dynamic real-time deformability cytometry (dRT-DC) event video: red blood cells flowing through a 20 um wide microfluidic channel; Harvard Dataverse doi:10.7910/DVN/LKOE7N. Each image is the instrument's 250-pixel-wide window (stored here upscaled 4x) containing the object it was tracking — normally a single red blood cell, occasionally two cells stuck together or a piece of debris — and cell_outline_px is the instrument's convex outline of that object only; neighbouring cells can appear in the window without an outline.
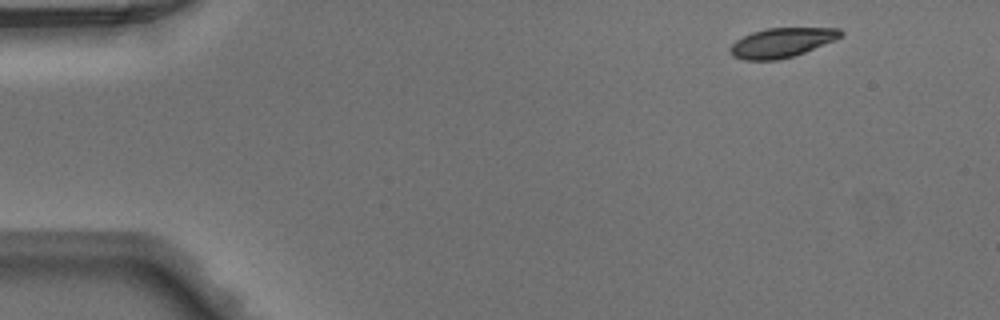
{"species": "Egyptian fruit bat (a non-hibernating species)", "species_latin": "Rousettus aegyptiacus", "temperature_condition": "warm", "stored_images_in_passage": 44, "camera_frame_rate_fps": 3000, "um_per_image_px": 0.085, "animal": {"sex": "male"}, "frame": {"image": 1, "passage_image": 1, "time_ms": 0.0, "image_size_px": [1000, 320], "cell_outline_px": [[844, 36], [836, 40], [804, 52], [780, 60], [744, 60], [732, 56], [728, 48], [736, 40], [752, 32], [768, 28], [840, 28], [844, 32]], "centroid_in_image_um": [66.46, 3.62], "position_along_channel_um": 18.5, "area_um2": 19.07}}
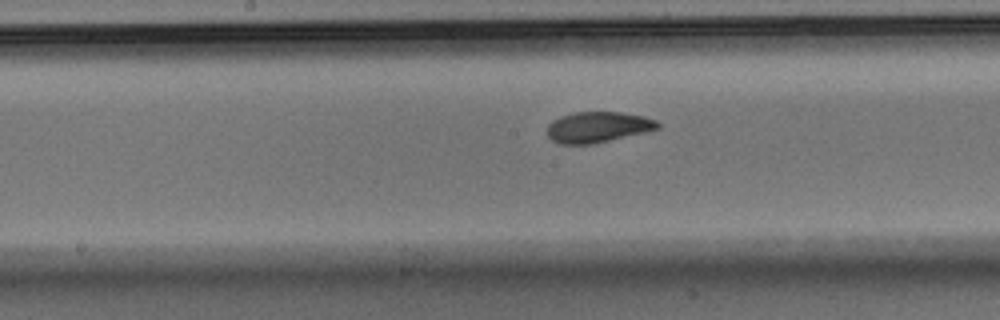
{"frame": {"image": 2, "passage_image": 21, "time_ms": 6.667, "image_size_px": [1000, 320], "cell_outline_px": [[660, 128], [592, 144], [560, 144], [552, 140], [548, 136], [548, 124], [552, 120], [560, 116], [572, 112], [620, 112], [644, 116], [656, 120], [660, 124]], "centroid_in_image_um": [50.79, 10.79], "position_along_channel_um": 197.4, "area_um2": 19.71}}
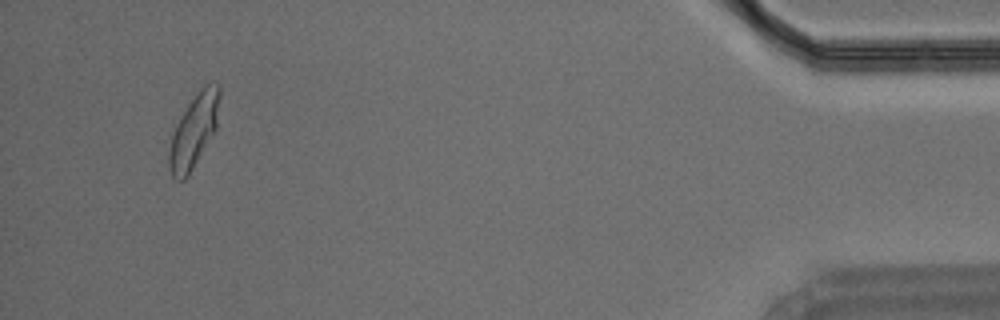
{"frame": {"image": 3, "passage_image": 42, "time_ms": 13.667, "image_size_px": [1000, 320], "cell_outline_px": [[220, 96], [216, 128], [188, 176], [184, 180], [176, 180], [172, 176], [168, 168], [168, 152], [172, 124], [196, 92], [204, 84], [220, 84]], "centroid_in_image_um": [16.42, 11.1], "position_along_channel_um": 418.8, "area_um2": 22.14}}